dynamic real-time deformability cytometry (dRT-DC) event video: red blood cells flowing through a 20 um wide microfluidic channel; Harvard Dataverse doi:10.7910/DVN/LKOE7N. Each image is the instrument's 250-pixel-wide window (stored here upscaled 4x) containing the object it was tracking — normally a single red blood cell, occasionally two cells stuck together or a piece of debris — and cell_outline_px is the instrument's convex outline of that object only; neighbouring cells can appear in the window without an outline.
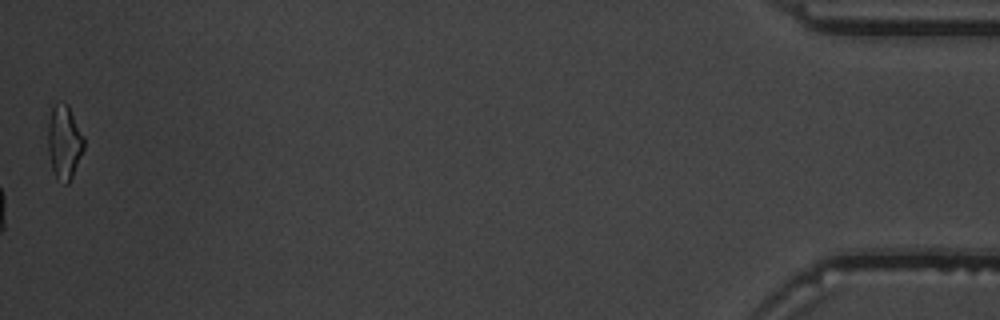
{"species": "common noctule bat (a hibernating species)", "species_latin": "Nyctalus noctula", "temperature_condition": "warm", "stored_images_in_passage": 54, "camera_frame_rate_fps": 3000, "um_per_image_px": 0.085, "animal": {"sex": "male", "body_mass_g": 19.5, "forearm_length_mm": 54.6}, "frame": {"image": 1, "passage_image": 54, "time_ms": 17.667, "image_size_px": [1000, 320], "cell_outline_px": [[84, 148], [72, 176], [68, 184], [64, 184], [56, 176], [52, 168], [48, 148], [48, 124], [52, 108], [56, 104], [68, 104], [84, 136]], "centroid_in_image_um": [5.47, 12.08], "position_along_channel_um": 429.7, "area_um2": 15.2}, "authors_computed_cell_mechanics": {"area_um2": 17.4556, "velocity_mm_per_s": 3.9659, "shape_relaxation_time_tau1_ms": 1.9699, "shape_relaxation_time_tau2_ms": 1.5957, "deformation_change_tau1": 0.1052, "deformation_change_tau2": 0.0567}}